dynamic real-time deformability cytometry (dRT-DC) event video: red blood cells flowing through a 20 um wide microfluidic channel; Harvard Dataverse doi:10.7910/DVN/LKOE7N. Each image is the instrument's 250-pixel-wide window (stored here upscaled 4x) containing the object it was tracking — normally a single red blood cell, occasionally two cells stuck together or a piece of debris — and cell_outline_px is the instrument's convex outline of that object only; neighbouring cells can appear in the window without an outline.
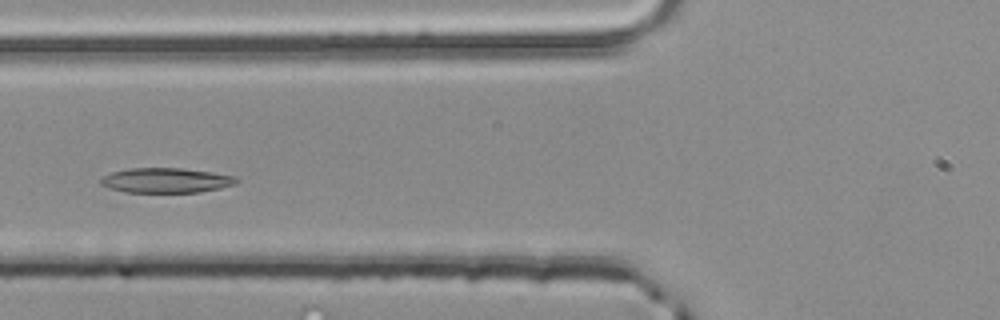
{"species": "common noctule bat (a hibernating species)", "species_latin": "Nyctalus noctula", "temperature_condition": "room temperature", "stored_images_in_passage": 44, "camera_frame_rate_fps": 3000, "um_per_image_px": 0.085, "animal": {"sex": "male", "body_mass_g": 20.4}, "frame": {"image": 1, "passage_image": 12, "time_ms": 3.667, "image_size_px": [1000, 320], "cell_outline_px": [[240, 180], [236, 184], [220, 188], [200, 192], [124, 192], [108, 188], [100, 184], [100, 180], [104, 176], [112, 172], [128, 168], [180, 168], [212, 172], [236, 176]], "centroid_in_image_um": [14.13, 15.33], "position_along_channel_um": 111.7, "area_um2": 19.77}}
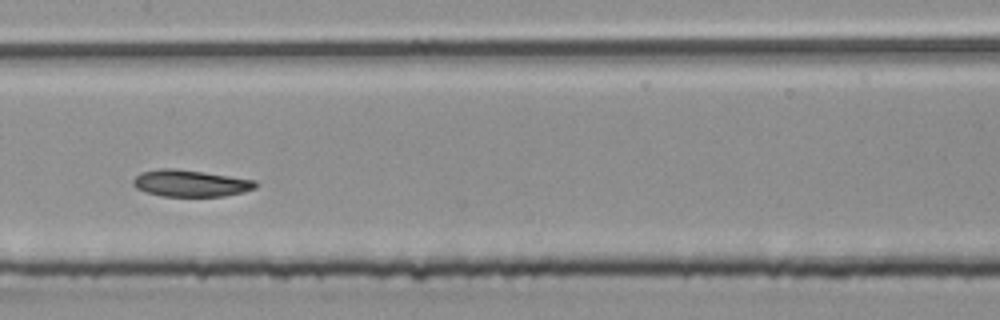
{"frame": {"image": 2, "passage_image": 18, "time_ms": 5.667, "image_size_px": [1000, 320], "cell_outline_px": [[256, 188], [244, 192], [224, 196], [160, 196], [136, 188], [132, 184], [132, 180], [140, 172], [160, 168], [172, 168], [204, 172], [256, 180]], "centroid_in_image_um": [16.18, 15.57], "position_along_channel_um": 191.2, "area_um2": 19.07}}
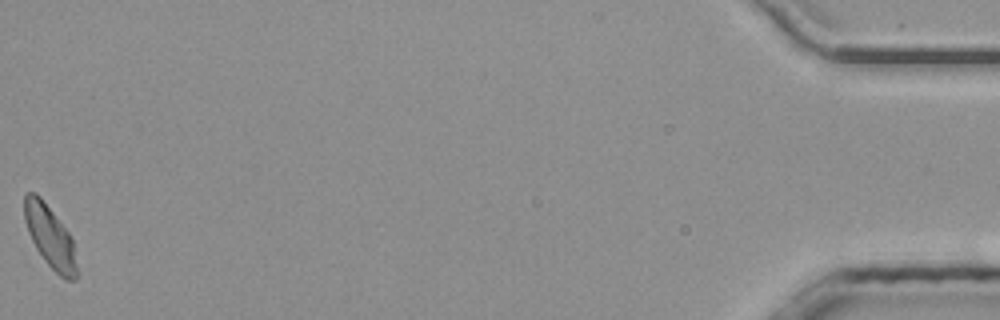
{"frame": {"image": 3, "passage_image": 44, "time_ms": 14.333, "image_size_px": [1000, 320], "cell_outline_px": [[76, 280], [68, 280], [60, 276], [44, 260], [36, 248], [28, 232], [24, 220], [24, 196], [28, 192], [36, 192], [40, 196], [72, 236], [76, 268]], "centroid_in_image_um": [4.23, 20.09], "position_along_channel_um": 431.0, "area_um2": 18.79}, "authors_computed_cell_mechanics": {"area_um2": 19.2474, "velocity_mm_per_s": 3.9659, "shape_relaxation_time_tau1_ms": 2.4576, "shape_relaxation_time_tau2_ms": null, "deformation_change_tau1": 0.088, "deformation_change_tau2": null}}